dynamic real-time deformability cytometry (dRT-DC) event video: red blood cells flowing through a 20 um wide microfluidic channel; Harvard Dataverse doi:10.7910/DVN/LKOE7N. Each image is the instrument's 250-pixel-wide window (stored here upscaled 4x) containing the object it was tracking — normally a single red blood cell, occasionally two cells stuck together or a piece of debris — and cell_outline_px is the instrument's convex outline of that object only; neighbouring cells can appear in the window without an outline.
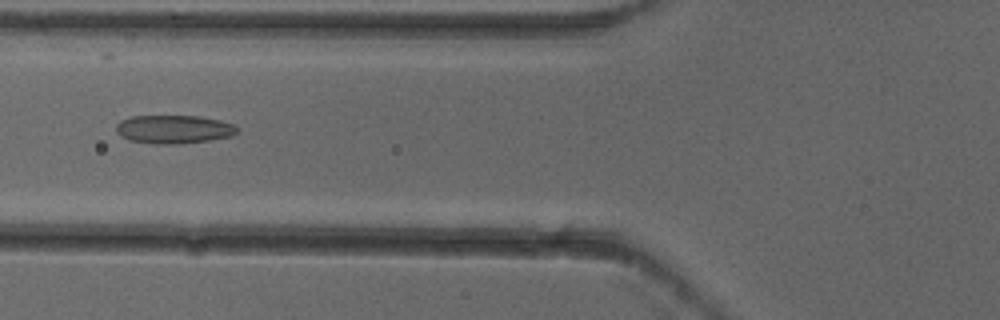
{"species": "common noctule bat (a hibernating species)", "species_latin": "Nyctalus noctula", "temperature_condition": "cold", "stored_images_in_passage": 6, "camera_frame_rate_fps": 3000, "um_per_image_px": 0.085, "animal": {"sex": "female"}, "frame": {"image": 1, "passage_image": 6, "time_ms": 1.667, "image_size_px": [1000, 320], "cell_outline_px": [[240, 128], [232, 136], [208, 140], [180, 144], [156, 144], [128, 140], [116, 132], [116, 124], [120, 120], [132, 116], [200, 116], [220, 120], [232, 124]], "centroid_in_image_um": [14.76, 10.99], "position_along_channel_um": 111.0, "area_um2": 20.11}}